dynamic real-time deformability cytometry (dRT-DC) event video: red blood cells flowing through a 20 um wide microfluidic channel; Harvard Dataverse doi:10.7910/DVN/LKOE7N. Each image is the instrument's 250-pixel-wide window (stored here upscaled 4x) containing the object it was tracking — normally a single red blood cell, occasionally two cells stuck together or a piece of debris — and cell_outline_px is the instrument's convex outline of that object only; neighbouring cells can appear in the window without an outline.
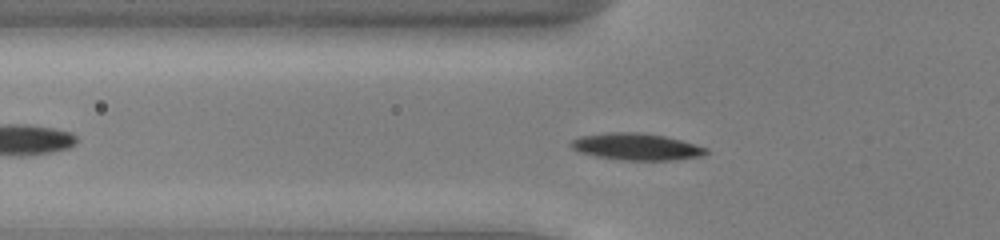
{"species": "common noctule bat (a hibernating species)", "species_latin": "Nyctalus noctula", "temperature_condition": "cold", "stored_images_in_passage": 46, "camera_frame_rate_fps": 3000, "um_per_image_px": 0.085, "animal": {"sex": "male", "body_mass_g": 13.0, "forearm_length_mm": 53.1}, "frame": {"image": 1, "passage_image": 11, "time_ms": 3.333, "image_size_px": [1000, 240], "cell_outline_px": [[708, 152], [704, 156], [672, 160], [620, 160], [596, 156], [580, 152], [572, 148], [568, 144], [572, 140], [580, 136], [608, 132], [640, 132], [664, 136], [680, 140], [708, 148]], "centroid_in_image_um": [54.09, 12.47], "position_along_channel_um": 71.7, "area_um2": 21.15}}
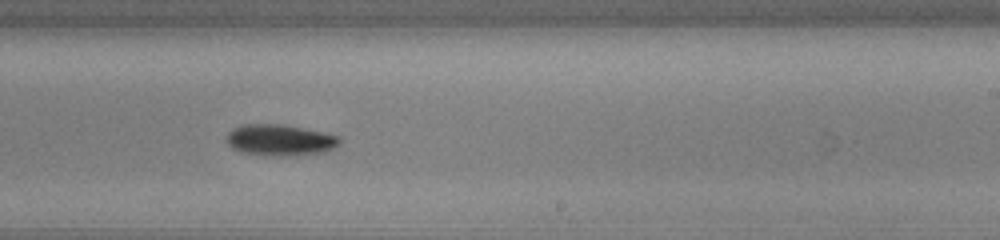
{"frame": {"image": 2, "passage_image": 26, "time_ms": 8.333, "image_size_px": [1000, 240], "cell_outline_px": [[340, 144], [336, 148], [324, 152], [296, 156], [272, 156], [240, 152], [232, 148], [224, 140], [224, 136], [232, 128], [240, 124], [284, 124], [340, 136]], "centroid_in_image_um": [23.76, 11.91], "position_along_channel_um": 265.2, "area_um2": 21.1}}
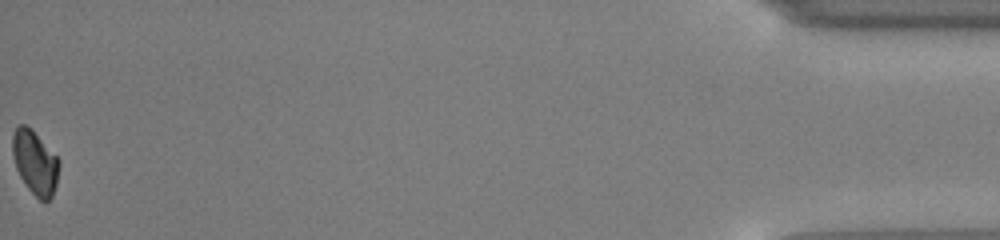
{"frame": {"image": 3, "passage_image": 46, "time_ms": 15.0, "image_size_px": [1000, 240], "cell_outline_px": [[60, 164], [56, 184], [52, 196], [44, 204], [24, 184], [16, 168], [12, 152], [12, 136], [16, 128], [20, 124], [24, 124], [32, 128], [60, 160]], "centroid_in_image_um": [2.98, 13.81], "position_along_channel_um": 432.2, "area_um2": 17.46}, "authors_computed_cell_mechanics": {"area_um2": 19.5075, "velocity_mm_per_s": 3.8904, "shape_relaxation_time_tau1_ms": 1.5887, "shape_relaxation_time_tau2_ms": null, "deformation_change_tau1": 0.105, "deformation_change_tau2": null}}